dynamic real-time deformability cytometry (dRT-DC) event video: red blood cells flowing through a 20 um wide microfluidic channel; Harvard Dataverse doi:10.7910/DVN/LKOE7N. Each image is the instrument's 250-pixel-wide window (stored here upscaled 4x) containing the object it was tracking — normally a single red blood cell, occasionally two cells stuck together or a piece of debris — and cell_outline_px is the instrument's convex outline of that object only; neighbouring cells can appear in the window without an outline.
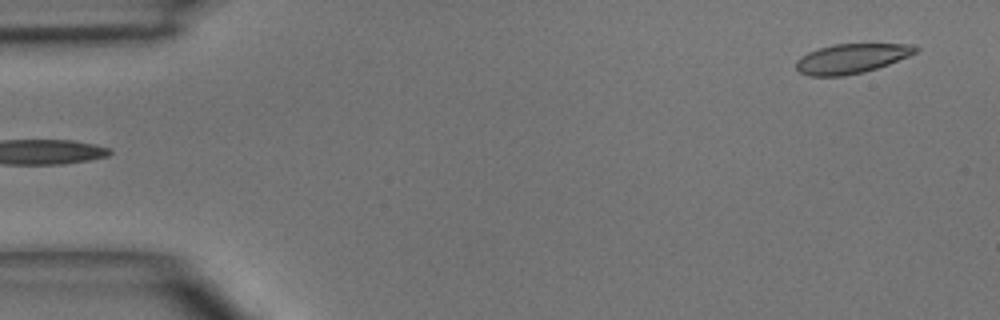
{"species": "common noctule bat (a hibernating species)", "species_latin": "Nyctalus noctula", "temperature_condition": "room temperature", "stored_images_in_passage": 2, "camera_frame_rate_fps": 3000, "um_per_image_px": 0.085, "animal": {"sex": "male", "body_mass_g": 15.6}, "frame": {"image": 1, "passage_image": 2, "time_ms": 1.0, "image_size_px": [1000, 320], "cell_outline_px": [[920, 48], [916, 52], [908, 56], [888, 64], [864, 72], [844, 76], [808, 76], [800, 72], [796, 68], [796, 60], [800, 56], [808, 52], [832, 44], [912, 44]], "centroid_in_image_um": [72.35, 4.98], "position_along_channel_um": 12.7, "area_um2": 20.58}}